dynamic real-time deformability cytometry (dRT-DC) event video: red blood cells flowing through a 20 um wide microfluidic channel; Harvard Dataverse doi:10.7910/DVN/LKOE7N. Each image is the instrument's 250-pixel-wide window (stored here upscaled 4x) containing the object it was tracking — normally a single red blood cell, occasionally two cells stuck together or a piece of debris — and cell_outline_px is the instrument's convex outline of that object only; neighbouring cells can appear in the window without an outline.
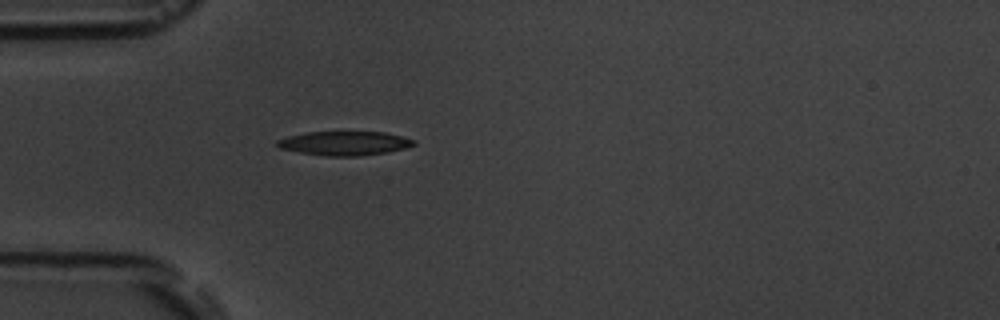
{"species": "common noctule bat (a hibernating species)", "species_latin": "Nyctalus noctula", "temperature_condition": "room temperature", "stored_images_in_passage": 2, "camera_frame_rate_fps": 3000, "um_per_image_px": 0.085, "animal": {"sex": "male", "body_mass_g": 19.5, "forearm_length_mm": 54.6}, "frame": {"image": 1, "passage_image": 2, "time_ms": 1.0, "image_size_px": [1000, 320], "cell_outline_px": [[416, 144], [404, 148], [388, 152], [360, 156], [324, 156], [300, 152], [280, 148], [276, 144], [276, 140], [288, 136], [308, 132], [384, 132], [416, 140]], "centroid_in_image_um": [29.28, 12.18], "position_along_channel_um": 55.7, "area_um2": 19.07}}